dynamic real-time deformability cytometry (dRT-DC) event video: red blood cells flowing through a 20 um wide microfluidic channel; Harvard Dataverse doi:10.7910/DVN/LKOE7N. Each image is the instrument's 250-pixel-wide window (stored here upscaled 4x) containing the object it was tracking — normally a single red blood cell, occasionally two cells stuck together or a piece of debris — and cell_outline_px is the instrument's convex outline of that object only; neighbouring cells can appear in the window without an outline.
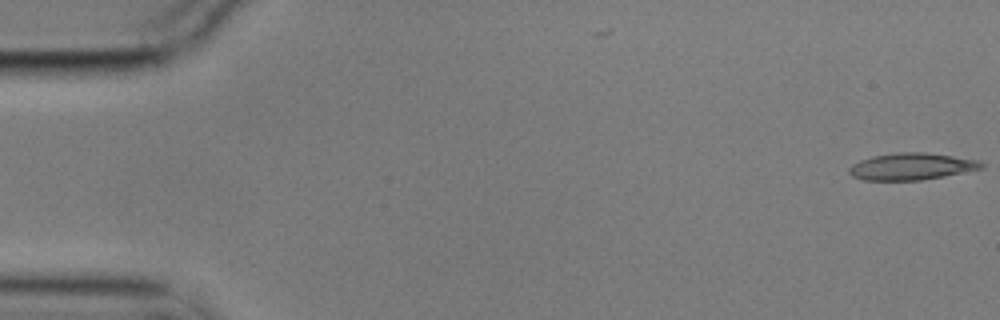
{"species": "common noctule bat (a hibernating species)", "species_latin": "Nyctalus noctula", "temperature_condition": "cold", "stored_images_in_passage": 9, "camera_frame_rate_fps": 3000, "um_per_image_px": 0.085, "animal": {"sex": "male", "body_mass_g": 17.9}, "frame": {"image": 1, "passage_image": 1, "time_ms": 0.0, "image_size_px": [1000, 320], "cell_outline_px": [[984, 168], [944, 176], [920, 180], [864, 180], [852, 176], [848, 172], [848, 168], [852, 164], [860, 160], [872, 156], [896, 152], [924, 152], [980, 160], [984, 164]], "centroid_in_image_um": [77.47, 14.14], "position_along_channel_um": 7.5, "area_um2": 20.75}}